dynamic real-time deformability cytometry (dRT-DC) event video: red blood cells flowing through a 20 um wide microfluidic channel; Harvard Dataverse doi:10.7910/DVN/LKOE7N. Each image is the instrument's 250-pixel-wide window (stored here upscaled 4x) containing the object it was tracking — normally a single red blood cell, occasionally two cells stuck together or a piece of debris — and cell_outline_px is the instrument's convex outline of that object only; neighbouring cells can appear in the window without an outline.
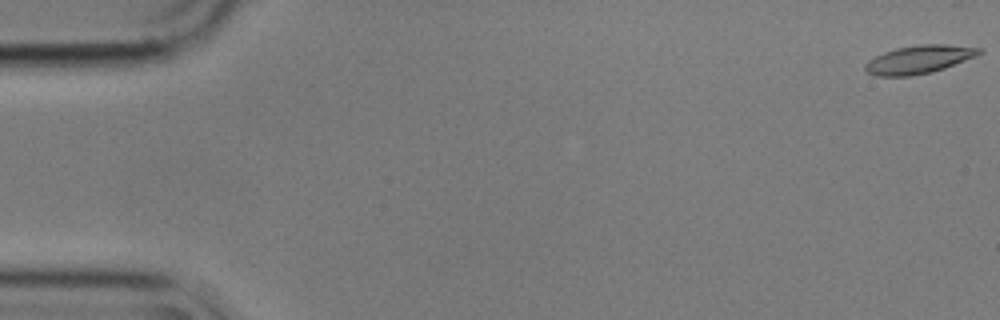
{"species": "common noctule bat (a hibernating species)", "species_latin": "Nyctalus noctula", "temperature_condition": "cold", "stored_images_in_passage": 30, "camera_frame_rate_fps": 3000, "um_per_image_px": 0.085, "animal": {"sex": "male", "body_mass_g": 17.9}, "frame": {"image": 1, "passage_image": 1, "time_ms": 0.0, "image_size_px": [1000, 320], "cell_outline_px": [[980, 52], [976, 56], [944, 68], [932, 72], [912, 76], [876, 76], [868, 72], [864, 68], [864, 64], [868, 60], [884, 52], [896, 48], [920, 44], [944, 44], [980, 48]], "centroid_in_image_um": [78.07, 5.06], "position_along_channel_um": 6.9, "area_um2": 18.55}}
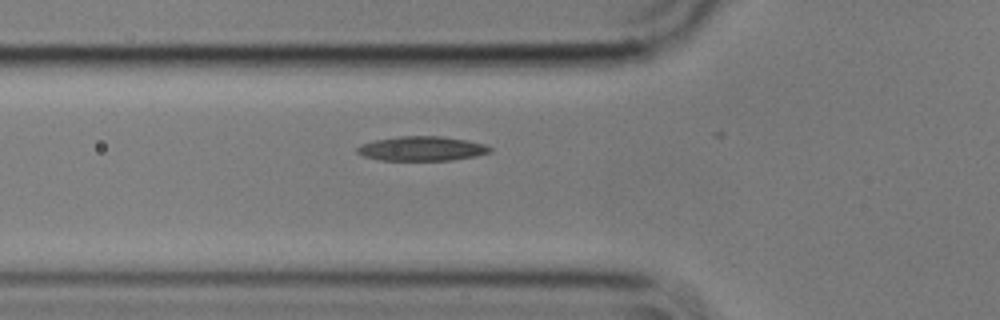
{"frame": {"image": 2, "passage_image": 20, "time_ms": 6.333, "image_size_px": [1000, 320], "cell_outline_px": [[492, 152], [476, 156], [452, 160], [380, 160], [364, 156], [356, 152], [356, 148], [360, 144], [376, 140], [400, 136], [440, 136], [468, 140], [484, 144], [492, 148]], "centroid_in_image_um": [35.87, 12.63], "position_along_channel_um": 89.9, "area_um2": 18.96}}
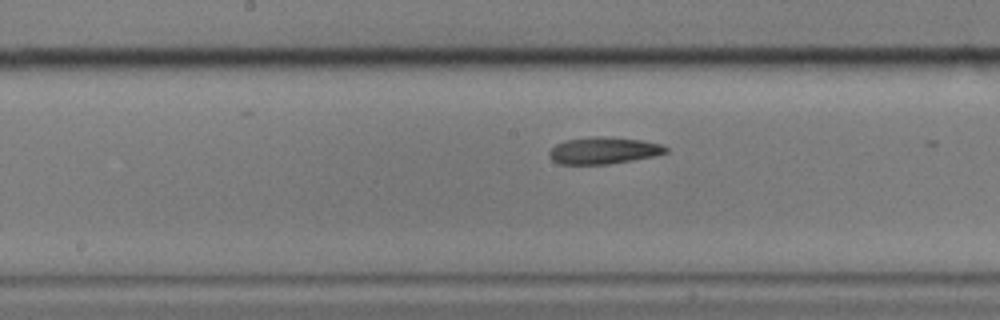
{"frame": {"image": 3, "passage_image": 29, "time_ms": 9.333, "image_size_px": [1000, 320], "cell_outline_px": [[668, 152], [656, 156], [608, 164], [560, 164], [552, 160], [548, 156], [548, 152], [556, 144], [564, 140], [596, 136], [600, 136], [640, 140], [660, 144], [668, 148]], "centroid_in_image_um": [51.28, 12.8], "position_along_channel_um": 196.9, "area_um2": 18.21}}